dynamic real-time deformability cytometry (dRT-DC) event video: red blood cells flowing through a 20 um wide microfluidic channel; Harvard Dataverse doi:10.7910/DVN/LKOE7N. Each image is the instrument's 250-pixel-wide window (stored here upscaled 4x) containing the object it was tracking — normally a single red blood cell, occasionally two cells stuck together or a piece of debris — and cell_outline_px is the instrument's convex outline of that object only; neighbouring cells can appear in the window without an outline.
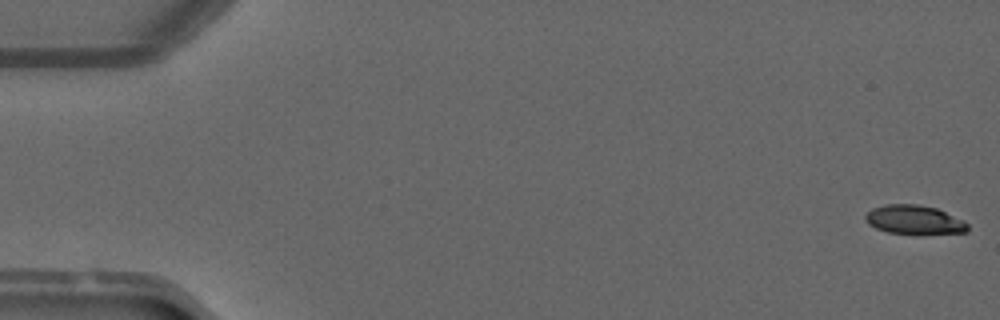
{"species": "common noctule bat (a hibernating species)", "species_latin": "Nyctalus noctula", "temperature_condition": "warm", "stored_images_in_passage": 11, "camera_frame_rate_fps": 3000, "um_per_image_px": 0.085, "animal": {"sex": "male", "forearm_length_mm": 52.5}, "frame": {"image": 1, "passage_image": 1, "time_ms": 0.0, "image_size_px": [1000, 320], "cell_outline_px": [[968, 232], [924, 236], [920, 236], [888, 232], [876, 228], [868, 224], [864, 220], [864, 216], [872, 208], [884, 204], [916, 204], [936, 208], [964, 220], [968, 224]], "centroid_in_image_um": [77.73, 18.72], "position_along_channel_um": 7.3, "area_um2": 17.98}}